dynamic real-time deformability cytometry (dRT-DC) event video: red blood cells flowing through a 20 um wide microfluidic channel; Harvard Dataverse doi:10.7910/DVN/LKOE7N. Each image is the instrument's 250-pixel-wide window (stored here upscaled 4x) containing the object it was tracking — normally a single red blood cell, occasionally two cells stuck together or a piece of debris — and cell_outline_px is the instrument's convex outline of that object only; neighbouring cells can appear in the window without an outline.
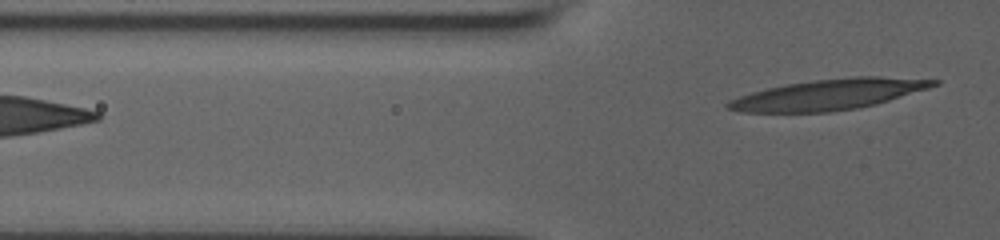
{"species": "human", "species_latin": "Homo sapiens", "temperature_condition": "room temperature", "stored_images_in_passage": 11, "segment_of_instrument_passage": [2, 2], "camera_frame_rate_fps": 3000, "um_per_image_px": 0.085, "donor": {"sex": "male"}, "frame": {"image": 1, "passage_image": 11, "time_ms": 3.333, "image_size_px": [1000, 240], "cell_outline_px": [[940, 84], [928, 88], [876, 104], [856, 108], [832, 112], [740, 112], [728, 108], [724, 104], [728, 100], [752, 92], [768, 88], [788, 84], [816, 80], [856, 76], [880, 76], [940, 80]], "centroid_in_image_um": [70.45, 8.03], "position_along_channel_um": 55.4, "area_um2": 36.41}}